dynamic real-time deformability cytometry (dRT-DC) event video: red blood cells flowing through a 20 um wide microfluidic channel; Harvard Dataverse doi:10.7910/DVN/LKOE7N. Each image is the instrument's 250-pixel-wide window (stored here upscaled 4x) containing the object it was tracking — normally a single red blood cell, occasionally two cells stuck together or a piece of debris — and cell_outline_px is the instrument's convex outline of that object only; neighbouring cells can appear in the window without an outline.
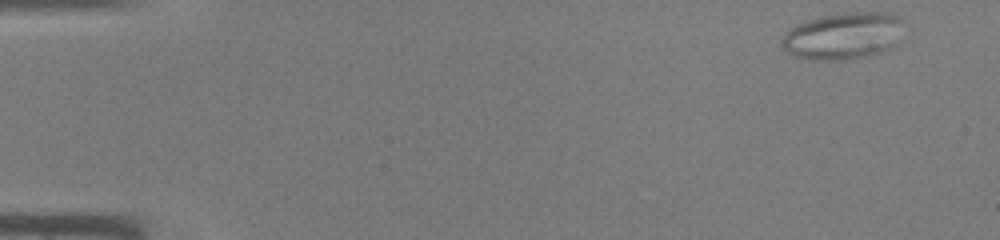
{"species": "common noctule bat (a hibernating species)", "species_latin": "Nyctalus noctula", "temperature_condition": "warm", "stored_images_in_passage": 43, "camera_frame_rate_fps": 3000, "um_per_image_px": 0.085, "animal": {"sex": "male", "body_mass_g": 19.0, "forearm_length_mm": 50.8}, "frame": {"image": 1, "passage_image": 1, "time_ms": 0.0, "image_size_px": [1000, 240], "cell_outline_px": [[908, 24], [896, 44], [892, 48], [884, 52], [844, 60], [808, 60], [796, 56], [788, 52], [780, 44], [780, 40], [796, 24], [820, 16], [852, 12], [888, 12], [900, 16]], "centroid_in_image_um": [71.77, 3.04], "position_along_channel_um": 13.2, "area_um2": 33.99}}
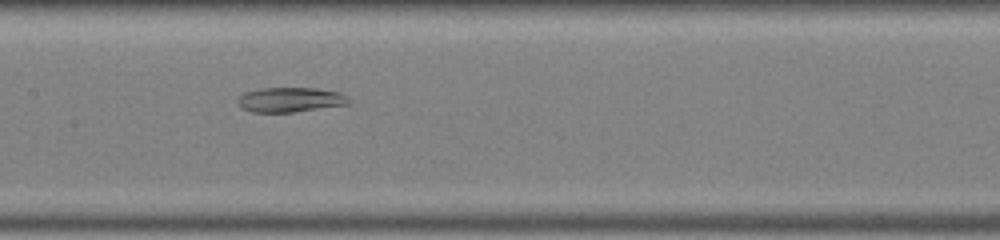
{"frame": {"image": 2, "passage_image": 21, "time_ms": 6.667, "image_size_px": [1000, 240], "cell_outline_px": [[352, 100], [348, 104], [296, 112], [252, 112], [240, 108], [236, 104], [236, 100], [244, 92], [260, 88], [316, 88], [340, 92], [348, 96]], "centroid_in_image_um": [24.66, 8.48], "position_along_channel_um": 182.7, "area_um2": 16.3}}
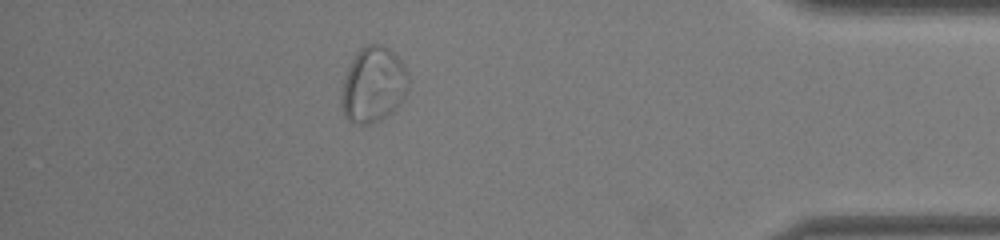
{"frame": {"image": 3, "passage_image": 38, "time_ms": 12.333, "image_size_px": [1000, 240], "cell_outline_px": [[408, 92], [400, 104], [392, 112], [380, 120], [372, 124], [360, 124], [348, 120], [344, 116], [344, 76], [356, 52], [360, 48], [368, 44], [380, 44], [388, 48], [404, 64], [408, 72]], "centroid_in_image_um": [31.79, 7.19], "position_along_channel_um": 403.4, "area_um2": 29.19}}